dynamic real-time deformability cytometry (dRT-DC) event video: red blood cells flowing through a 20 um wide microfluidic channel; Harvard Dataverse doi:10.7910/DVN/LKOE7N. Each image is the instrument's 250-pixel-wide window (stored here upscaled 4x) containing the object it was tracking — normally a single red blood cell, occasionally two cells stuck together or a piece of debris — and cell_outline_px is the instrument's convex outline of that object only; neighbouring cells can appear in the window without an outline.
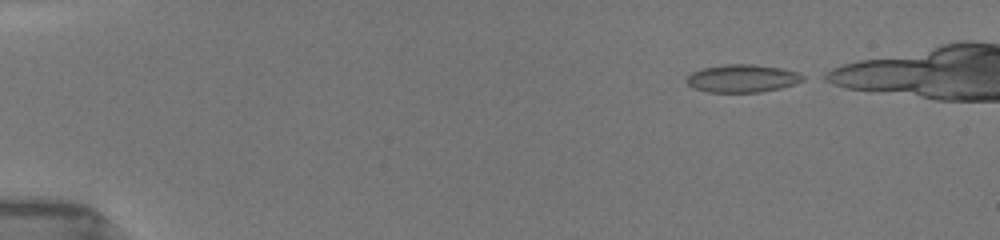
{"species": "common noctule bat (a hibernating species)", "species_latin": "Nyctalus noctula", "temperature_condition": "room temperature", "stored_images_in_passage": 23, "segment_of_instrument_passage": [1, 2], "camera_frame_rate_fps": 3000, "um_per_image_px": 0.085, "animal": {"sex": "female", "body_mass_g": 19.5, "forearm_length_mm": 54.1}, "frame": {"image": 1, "passage_image": 1, "time_ms": 0.0, "image_size_px": [1000, 240], "cell_outline_px": [[804, 80], [796, 84], [780, 88], [760, 92], [704, 92], [692, 88], [684, 80], [692, 72], [700, 68], [724, 64], [752, 64], [780, 68], [796, 72], [804, 76]], "centroid_in_image_um": [63.05, 6.67], "position_along_channel_um": 22.0, "area_um2": 19.02}}
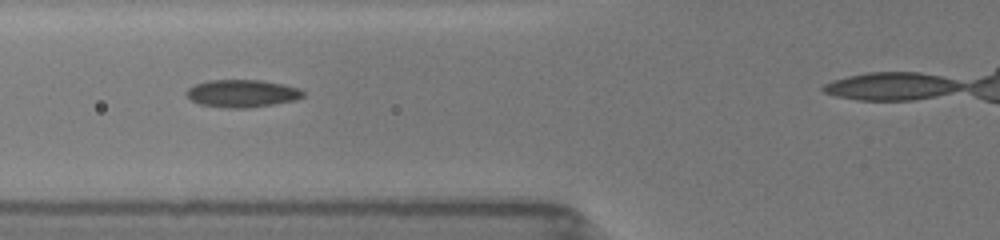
{"frame": {"image": 2, "passage_image": 10, "time_ms": 4.667, "image_size_px": [1000, 240], "cell_outline_px": [[304, 96], [296, 100], [272, 104], [244, 108], [228, 108], [200, 104], [192, 100], [184, 92], [188, 88], [196, 84], [208, 80], [260, 80], [300, 88], [304, 92]], "centroid_in_image_um": [20.57, 7.94], "position_along_channel_um": 105.2, "area_um2": 18.55}}
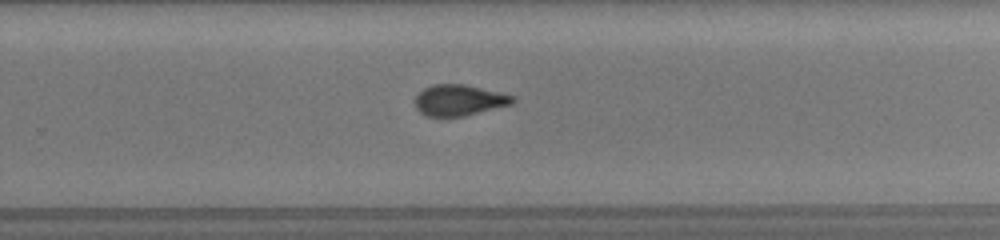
{"frame": {"image": 3, "passage_image": 21, "time_ms": 9.333, "image_size_px": [1000, 240], "cell_outline_px": [[516, 100], [512, 104], [460, 116], [428, 116], [420, 112], [416, 108], [416, 96], [424, 88], [432, 84], [464, 84], [516, 96]], "centroid_in_image_um": [39.03, 8.5], "position_along_channel_um": 290.8, "area_um2": 17.34}}